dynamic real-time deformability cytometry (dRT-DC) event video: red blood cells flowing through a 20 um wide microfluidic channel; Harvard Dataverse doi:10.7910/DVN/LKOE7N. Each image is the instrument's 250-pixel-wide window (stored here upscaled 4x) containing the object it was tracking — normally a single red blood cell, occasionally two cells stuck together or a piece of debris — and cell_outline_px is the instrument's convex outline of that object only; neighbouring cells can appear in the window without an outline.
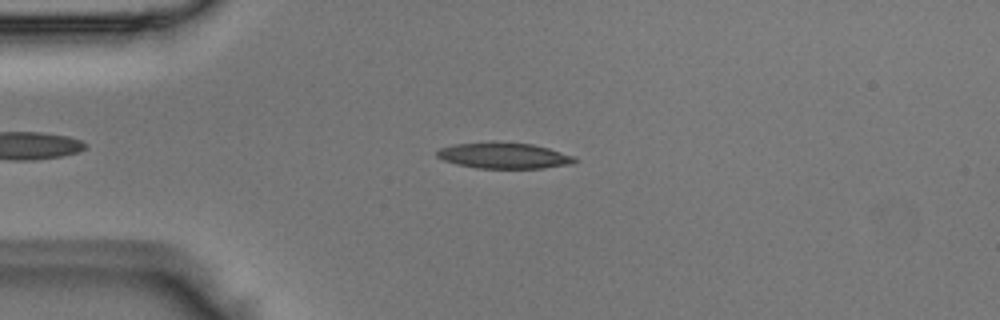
{"species": "Egyptian fruit bat (a non-hibernating species)", "species_latin": "Rousettus aegyptiacus", "temperature_condition": "room temperature", "stored_images_in_passage": 36, "camera_frame_rate_fps": 3000, "um_per_image_px": 0.085, "animal": {"sex": "male"}, "frame": {"image": 1, "passage_image": 2, "time_ms": 0.333, "image_size_px": [1000, 320], "cell_outline_px": [[580, 160], [572, 164], [544, 168], [476, 168], [456, 164], [444, 160], [436, 156], [436, 152], [440, 148], [452, 144], [492, 140], [496, 140], [532, 144], [548, 148], [576, 156]], "centroid_in_image_um": [42.84, 13.2], "position_along_channel_um": 42.2, "area_um2": 21.44}}
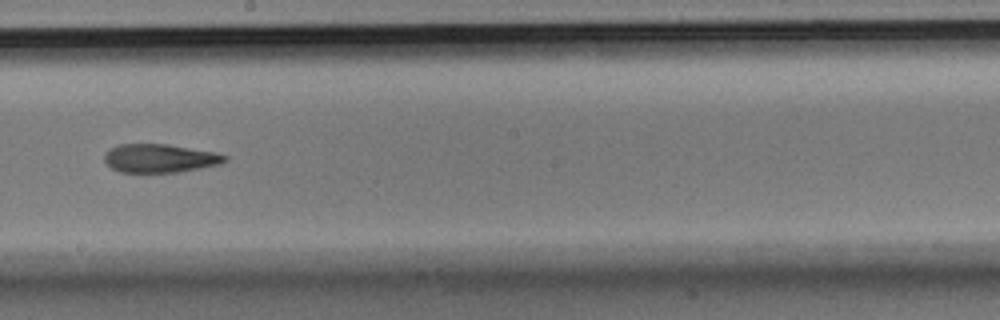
{"frame": {"image": 2, "passage_image": 18, "time_ms": 5.667, "image_size_px": [1000, 320], "cell_outline_px": [[228, 160], [220, 164], [180, 172], [120, 172], [112, 168], [104, 160], [104, 152], [120, 144], [168, 144], [216, 152], [228, 156]], "centroid_in_image_um": [13.61, 13.45], "position_along_channel_um": 234.6, "area_um2": 20.06}}
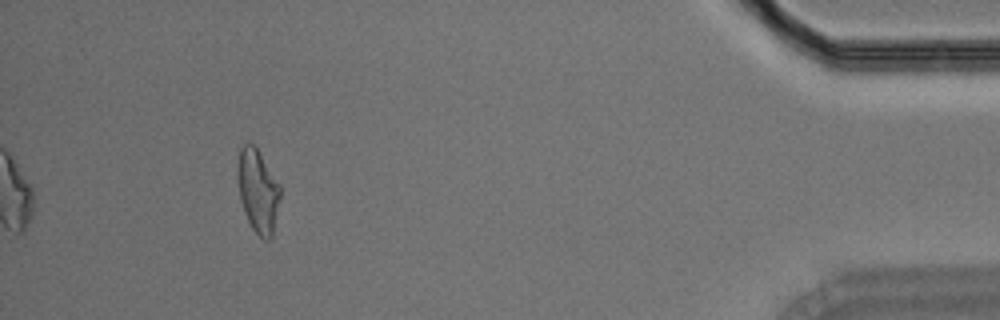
{"frame": {"image": 3, "passage_image": 36, "time_ms": 11.667, "image_size_px": [1000, 320], "cell_outline_px": [[280, 196], [272, 236], [268, 240], [264, 240], [252, 228], [244, 212], [240, 200], [236, 176], [236, 172], [240, 148], [244, 144], [252, 144], [256, 148], [280, 184]], "centroid_in_image_um": [21.9, 16.23], "position_along_channel_um": 413.3, "area_um2": 20.52}}